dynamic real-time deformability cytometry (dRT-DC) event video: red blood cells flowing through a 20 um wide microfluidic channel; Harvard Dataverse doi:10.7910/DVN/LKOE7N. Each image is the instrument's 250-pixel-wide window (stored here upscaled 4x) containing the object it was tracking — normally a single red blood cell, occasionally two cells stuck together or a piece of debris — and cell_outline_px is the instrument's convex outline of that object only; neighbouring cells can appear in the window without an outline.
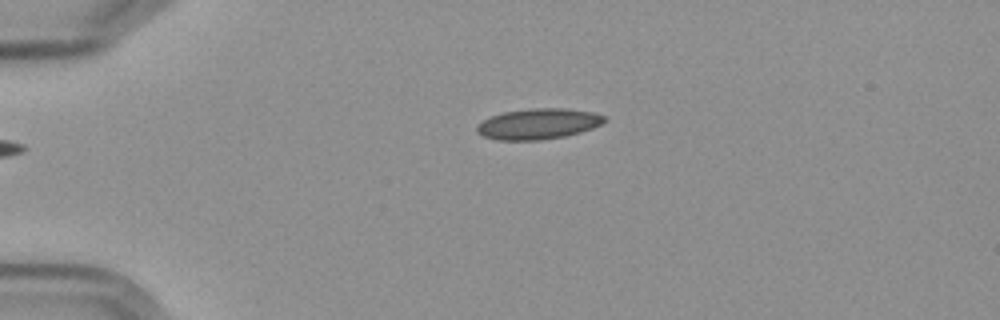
{"species": "Egyptian fruit bat (a non-hibernating species)", "species_latin": "Rousettus aegyptiacus", "temperature_condition": "cold", "stored_images_in_passage": 2, "camera_frame_rate_fps": 3000, "um_per_image_px": 0.085, "frame": {"image": 1, "passage_image": 1, "time_ms": 0.0, "image_size_px": [1000, 320], "cell_outline_px": [[608, 120], [592, 128], [580, 132], [564, 136], [540, 140], [496, 140], [484, 136], [476, 132], [476, 124], [492, 116], [504, 112], [532, 108], [564, 108], [592, 112], [604, 116]], "centroid_in_image_um": [45.73, 10.53], "position_along_channel_um": 39.3, "area_um2": 22.72}}